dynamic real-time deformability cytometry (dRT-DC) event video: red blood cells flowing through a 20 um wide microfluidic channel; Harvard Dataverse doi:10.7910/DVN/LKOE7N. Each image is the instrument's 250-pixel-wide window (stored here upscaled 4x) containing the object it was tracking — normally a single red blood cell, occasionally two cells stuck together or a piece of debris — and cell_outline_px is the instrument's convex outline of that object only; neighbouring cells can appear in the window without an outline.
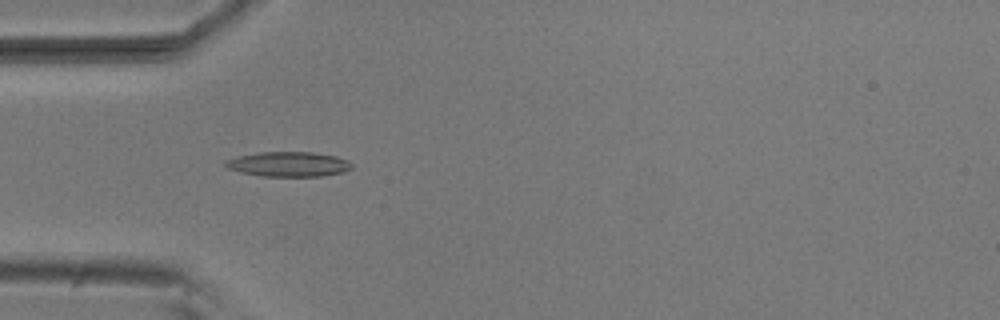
{"species": "common noctule bat (a hibernating species)", "species_latin": "Nyctalus noctula", "temperature_condition": "room temperature", "stored_images_in_passage": 44, "camera_frame_rate_fps": 3000, "um_per_image_px": 0.085, "animal": {"sex": "male", "body_mass_g": 20.5, "forearm_length_mm": 52.5}, "frame": {"image": 1, "passage_image": 7, "time_ms": 2.0, "image_size_px": [1000, 320], "cell_outline_px": [[352, 168], [344, 172], [320, 176], [264, 176], [240, 172], [228, 168], [224, 164], [224, 160], [236, 156], [260, 152], [312, 152], [336, 156], [348, 160], [352, 164]], "centroid_in_image_um": [24.52, 13.95], "position_along_channel_um": 60.5, "area_um2": 18.32}}
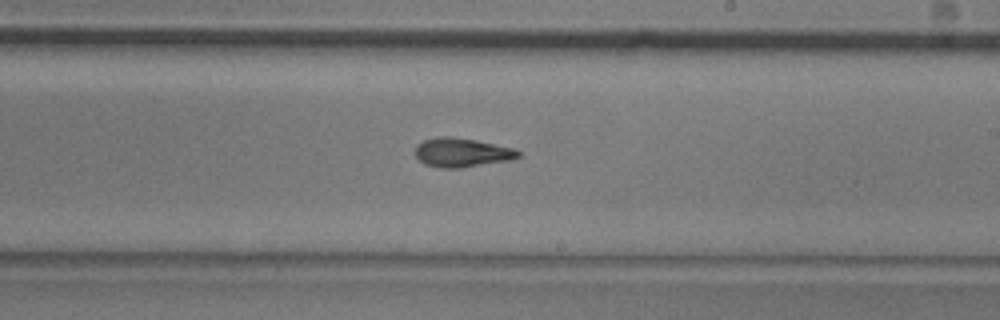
{"frame": {"image": 2, "passage_image": 22, "time_ms": 7.0, "image_size_px": [1000, 320], "cell_outline_px": [[520, 156], [512, 160], [460, 168], [440, 168], [424, 164], [416, 156], [416, 144], [424, 140], [440, 136], [452, 136], [476, 140], [512, 148], [520, 152]], "centroid_in_image_um": [39.24, 12.97], "position_along_channel_um": 249.8, "area_um2": 17.46}}
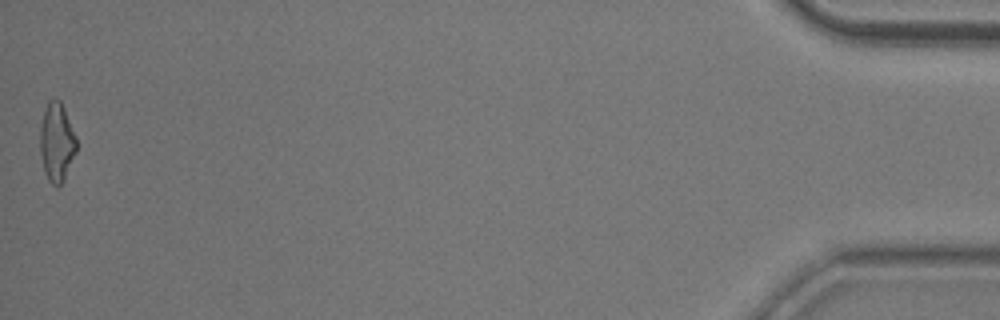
{"frame": {"image": 3, "passage_image": 44, "time_ms": 14.333, "image_size_px": [1000, 320], "cell_outline_px": [[76, 152], [64, 180], [56, 188], [48, 180], [44, 172], [40, 152], [40, 128], [44, 112], [48, 100], [60, 100], [64, 108], [76, 136]], "centroid_in_image_um": [4.82, 12.12], "position_along_channel_um": 430.4, "area_um2": 16.65}, "authors_computed_cell_mechanics": {"area_um2": 16.8776, "velocity_mm_per_s": 3.7988, "shape_relaxation_time_tau1_ms": 3.5973, "shape_relaxation_time_tau2_ms": 3.3686, "deformation_change_tau1": 0.1755, "deformation_change_tau2": 0.1223}}